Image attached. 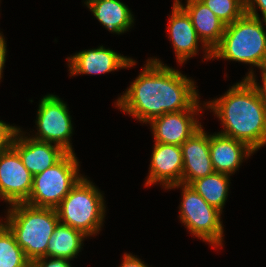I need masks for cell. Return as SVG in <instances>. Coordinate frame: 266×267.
Returning <instances> with one entry per match:
<instances>
[{"mask_svg":"<svg viewBox=\"0 0 266 267\" xmlns=\"http://www.w3.org/2000/svg\"><path fill=\"white\" fill-rule=\"evenodd\" d=\"M225 24H232L245 13V0H200Z\"/></svg>","mask_w":266,"mask_h":267,"instance_id":"obj_22","label":"cell"},{"mask_svg":"<svg viewBox=\"0 0 266 267\" xmlns=\"http://www.w3.org/2000/svg\"><path fill=\"white\" fill-rule=\"evenodd\" d=\"M261 76L266 80V60H265V62H264V64H263V66H262V68H261Z\"/></svg>","mask_w":266,"mask_h":267,"instance_id":"obj_29","label":"cell"},{"mask_svg":"<svg viewBox=\"0 0 266 267\" xmlns=\"http://www.w3.org/2000/svg\"><path fill=\"white\" fill-rule=\"evenodd\" d=\"M32 186L33 175L24 166L19 154L12 147L0 153V198L9 205L24 203Z\"/></svg>","mask_w":266,"mask_h":267,"instance_id":"obj_9","label":"cell"},{"mask_svg":"<svg viewBox=\"0 0 266 267\" xmlns=\"http://www.w3.org/2000/svg\"><path fill=\"white\" fill-rule=\"evenodd\" d=\"M209 151L214 171L226 175L235 173L243 158L254 152L245 143L219 133L210 135Z\"/></svg>","mask_w":266,"mask_h":267,"instance_id":"obj_16","label":"cell"},{"mask_svg":"<svg viewBox=\"0 0 266 267\" xmlns=\"http://www.w3.org/2000/svg\"><path fill=\"white\" fill-rule=\"evenodd\" d=\"M120 267H148L137 257L131 254H124L123 262Z\"/></svg>","mask_w":266,"mask_h":267,"instance_id":"obj_27","label":"cell"},{"mask_svg":"<svg viewBox=\"0 0 266 267\" xmlns=\"http://www.w3.org/2000/svg\"><path fill=\"white\" fill-rule=\"evenodd\" d=\"M207 108L224 126L219 134L245 143L254 152L266 145V108L247 78L229 88L224 96L209 101Z\"/></svg>","mask_w":266,"mask_h":267,"instance_id":"obj_2","label":"cell"},{"mask_svg":"<svg viewBox=\"0 0 266 267\" xmlns=\"http://www.w3.org/2000/svg\"><path fill=\"white\" fill-rule=\"evenodd\" d=\"M18 128L0 121V153L11 147L12 140Z\"/></svg>","mask_w":266,"mask_h":267,"instance_id":"obj_23","label":"cell"},{"mask_svg":"<svg viewBox=\"0 0 266 267\" xmlns=\"http://www.w3.org/2000/svg\"><path fill=\"white\" fill-rule=\"evenodd\" d=\"M229 176L214 172L193 181L190 186L211 206L222 212L229 190Z\"/></svg>","mask_w":266,"mask_h":267,"instance_id":"obj_20","label":"cell"},{"mask_svg":"<svg viewBox=\"0 0 266 267\" xmlns=\"http://www.w3.org/2000/svg\"><path fill=\"white\" fill-rule=\"evenodd\" d=\"M47 257H41L31 263V267H71L69 260L63 258H53L49 261Z\"/></svg>","mask_w":266,"mask_h":267,"instance_id":"obj_24","label":"cell"},{"mask_svg":"<svg viewBox=\"0 0 266 267\" xmlns=\"http://www.w3.org/2000/svg\"><path fill=\"white\" fill-rule=\"evenodd\" d=\"M169 39L172 40L177 62L181 64L197 54L198 41L196 30L190 16L176 2L173 3L171 17H169Z\"/></svg>","mask_w":266,"mask_h":267,"instance_id":"obj_17","label":"cell"},{"mask_svg":"<svg viewBox=\"0 0 266 267\" xmlns=\"http://www.w3.org/2000/svg\"><path fill=\"white\" fill-rule=\"evenodd\" d=\"M178 3L190 16L197 36L206 50L204 60L212 59L211 51L220 43L225 31V24L200 0H187L186 6Z\"/></svg>","mask_w":266,"mask_h":267,"instance_id":"obj_15","label":"cell"},{"mask_svg":"<svg viewBox=\"0 0 266 267\" xmlns=\"http://www.w3.org/2000/svg\"><path fill=\"white\" fill-rule=\"evenodd\" d=\"M209 144L210 135H207L201 127L181 145L182 184L190 185L193 181L215 172L211 162Z\"/></svg>","mask_w":266,"mask_h":267,"instance_id":"obj_13","label":"cell"},{"mask_svg":"<svg viewBox=\"0 0 266 267\" xmlns=\"http://www.w3.org/2000/svg\"><path fill=\"white\" fill-rule=\"evenodd\" d=\"M37 112V135L32 137L61 146L65 151L73 153L70 143L73 127L67 105L56 95L44 96Z\"/></svg>","mask_w":266,"mask_h":267,"instance_id":"obj_8","label":"cell"},{"mask_svg":"<svg viewBox=\"0 0 266 267\" xmlns=\"http://www.w3.org/2000/svg\"><path fill=\"white\" fill-rule=\"evenodd\" d=\"M0 267H31L14 234L0 222Z\"/></svg>","mask_w":266,"mask_h":267,"instance_id":"obj_21","label":"cell"},{"mask_svg":"<svg viewBox=\"0 0 266 267\" xmlns=\"http://www.w3.org/2000/svg\"><path fill=\"white\" fill-rule=\"evenodd\" d=\"M85 237L88 236L80 230L59 222L50 236L45 257L71 260L78 255Z\"/></svg>","mask_w":266,"mask_h":267,"instance_id":"obj_19","label":"cell"},{"mask_svg":"<svg viewBox=\"0 0 266 267\" xmlns=\"http://www.w3.org/2000/svg\"><path fill=\"white\" fill-rule=\"evenodd\" d=\"M200 108L197 101L190 109L165 113L152 119L149 124L153 130L155 143L181 146L201 128L202 125L194 118Z\"/></svg>","mask_w":266,"mask_h":267,"instance_id":"obj_10","label":"cell"},{"mask_svg":"<svg viewBox=\"0 0 266 267\" xmlns=\"http://www.w3.org/2000/svg\"><path fill=\"white\" fill-rule=\"evenodd\" d=\"M85 4L97 20L113 33H124L134 23L131 11L119 0H87Z\"/></svg>","mask_w":266,"mask_h":267,"instance_id":"obj_18","label":"cell"},{"mask_svg":"<svg viewBox=\"0 0 266 267\" xmlns=\"http://www.w3.org/2000/svg\"><path fill=\"white\" fill-rule=\"evenodd\" d=\"M6 43L3 37H0V80L2 78V72L4 68V63L6 61Z\"/></svg>","mask_w":266,"mask_h":267,"instance_id":"obj_28","label":"cell"},{"mask_svg":"<svg viewBox=\"0 0 266 267\" xmlns=\"http://www.w3.org/2000/svg\"><path fill=\"white\" fill-rule=\"evenodd\" d=\"M70 75L77 74H101L114 71L119 68L134 66L136 61L121 56L117 52L105 49L103 46L97 49L83 50L74 56L67 58Z\"/></svg>","mask_w":266,"mask_h":267,"instance_id":"obj_14","label":"cell"},{"mask_svg":"<svg viewBox=\"0 0 266 267\" xmlns=\"http://www.w3.org/2000/svg\"><path fill=\"white\" fill-rule=\"evenodd\" d=\"M8 209L4 223L32 263L45 257L50 236L59 223L55 208L34 207L15 203Z\"/></svg>","mask_w":266,"mask_h":267,"instance_id":"obj_3","label":"cell"},{"mask_svg":"<svg viewBox=\"0 0 266 267\" xmlns=\"http://www.w3.org/2000/svg\"><path fill=\"white\" fill-rule=\"evenodd\" d=\"M21 132L18 128L11 147L19 154L22 163L33 176L56 164L67 153L59 145L23 137Z\"/></svg>","mask_w":266,"mask_h":267,"instance_id":"obj_11","label":"cell"},{"mask_svg":"<svg viewBox=\"0 0 266 267\" xmlns=\"http://www.w3.org/2000/svg\"><path fill=\"white\" fill-rule=\"evenodd\" d=\"M194 81L158 59H148L139 76L124 95L117 100V107L148 123L165 113L190 109L199 101Z\"/></svg>","mask_w":266,"mask_h":267,"instance_id":"obj_1","label":"cell"},{"mask_svg":"<svg viewBox=\"0 0 266 267\" xmlns=\"http://www.w3.org/2000/svg\"><path fill=\"white\" fill-rule=\"evenodd\" d=\"M262 23L261 18L244 13L226 25L220 43L211 51V58L243 62L261 69L266 60V31Z\"/></svg>","mask_w":266,"mask_h":267,"instance_id":"obj_4","label":"cell"},{"mask_svg":"<svg viewBox=\"0 0 266 267\" xmlns=\"http://www.w3.org/2000/svg\"><path fill=\"white\" fill-rule=\"evenodd\" d=\"M254 4L259 7V10H261L264 18L263 20H266V0H245V13L259 18V15L256 11L257 8Z\"/></svg>","mask_w":266,"mask_h":267,"instance_id":"obj_25","label":"cell"},{"mask_svg":"<svg viewBox=\"0 0 266 267\" xmlns=\"http://www.w3.org/2000/svg\"><path fill=\"white\" fill-rule=\"evenodd\" d=\"M183 155L179 145L155 143L146 186L162 183L165 188L182 183Z\"/></svg>","mask_w":266,"mask_h":267,"instance_id":"obj_12","label":"cell"},{"mask_svg":"<svg viewBox=\"0 0 266 267\" xmlns=\"http://www.w3.org/2000/svg\"><path fill=\"white\" fill-rule=\"evenodd\" d=\"M183 185V186H182ZM182 189V202L180 205V220L196 237L214 246L222 244L223 226L217 208L209 205L190 185L176 184L168 189Z\"/></svg>","mask_w":266,"mask_h":267,"instance_id":"obj_7","label":"cell"},{"mask_svg":"<svg viewBox=\"0 0 266 267\" xmlns=\"http://www.w3.org/2000/svg\"><path fill=\"white\" fill-rule=\"evenodd\" d=\"M78 167L75 153L67 152L56 164L33 176L32 190L24 203L34 207L56 208L83 177L79 175Z\"/></svg>","mask_w":266,"mask_h":267,"instance_id":"obj_6","label":"cell"},{"mask_svg":"<svg viewBox=\"0 0 266 267\" xmlns=\"http://www.w3.org/2000/svg\"><path fill=\"white\" fill-rule=\"evenodd\" d=\"M245 78H247L254 85L264 107L266 108V80L262 77L263 85L259 86L256 82V79L254 78V74L252 70L249 72V74Z\"/></svg>","mask_w":266,"mask_h":267,"instance_id":"obj_26","label":"cell"},{"mask_svg":"<svg viewBox=\"0 0 266 267\" xmlns=\"http://www.w3.org/2000/svg\"><path fill=\"white\" fill-rule=\"evenodd\" d=\"M98 190L83 176L55 208L59 222L86 236L96 234L105 216L104 199Z\"/></svg>","mask_w":266,"mask_h":267,"instance_id":"obj_5","label":"cell"}]
</instances>
